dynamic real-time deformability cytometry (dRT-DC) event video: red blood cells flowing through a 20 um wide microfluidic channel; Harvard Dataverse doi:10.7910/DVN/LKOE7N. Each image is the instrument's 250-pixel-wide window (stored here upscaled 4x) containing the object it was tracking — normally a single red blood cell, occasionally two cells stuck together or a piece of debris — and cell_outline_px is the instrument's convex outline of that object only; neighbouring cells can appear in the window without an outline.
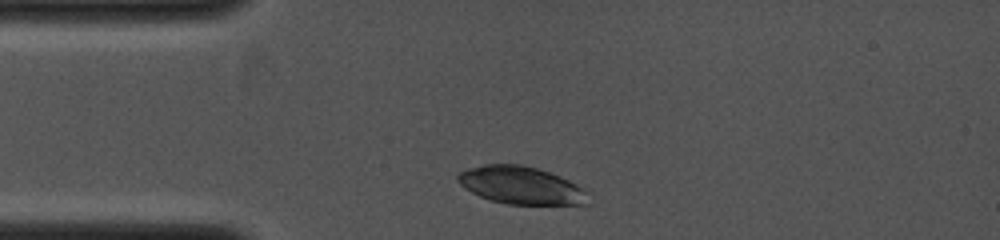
{"species": "common noctule bat (a hibernating species)", "species_latin": "Nyctalus noctula", "temperature_condition": "cold", "stored_images_in_passage": 2, "camera_frame_rate_fps": 4000, "um_per_image_px": 0.085, "animal": {"sex": "female", "body_mass_g": 19.0, "forearm_length_mm": 53.3}, "frame": {"image": 1, "passage_image": 1, "time_ms": 0.0, "image_size_px": [1000, 240], "cell_outline_px": [[588, 204], [504, 204], [480, 196], [464, 188], [456, 180], [456, 176], [460, 172], [468, 168], [484, 164], [520, 164], [536, 168], [560, 176], [588, 188]], "centroid_in_image_um": [44.31, 15.75], "position_along_channel_um": 40.7, "area_um2": 28.78}}